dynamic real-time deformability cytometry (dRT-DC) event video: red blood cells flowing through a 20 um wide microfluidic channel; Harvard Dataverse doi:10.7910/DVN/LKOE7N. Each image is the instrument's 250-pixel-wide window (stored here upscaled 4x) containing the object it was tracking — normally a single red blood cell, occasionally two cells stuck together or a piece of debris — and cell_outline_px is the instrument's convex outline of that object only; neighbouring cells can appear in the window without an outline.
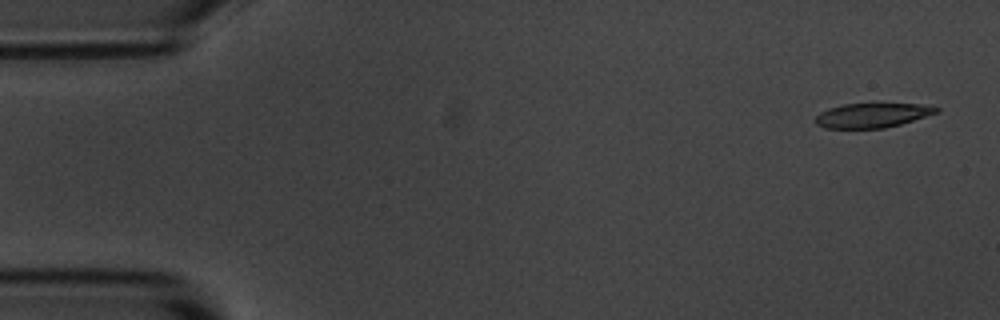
{"species": "common noctule bat (a hibernating species)", "species_latin": "Nyctalus noctula", "temperature_condition": "room temperature", "stored_images_in_passage": 5, "camera_frame_rate_fps": 3000, "um_per_image_px": 0.085, "animal": {"sex": "male", "body_mass_g": 20.1, "forearm_length_mm": 53.5}, "frame": {"image": 1, "passage_image": 1, "time_ms": 0.0, "image_size_px": [1000, 320], "cell_outline_px": [[940, 112], [900, 124], [884, 128], [824, 128], [816, 124], [816, 116], [820, 112], [828, 108], [840, 104], [920, 104], [940, 108]], "centroid_in_image_um": [74.13, 9.8], "position_along_channel_um": 10.9, "area_um2": 17.17}}